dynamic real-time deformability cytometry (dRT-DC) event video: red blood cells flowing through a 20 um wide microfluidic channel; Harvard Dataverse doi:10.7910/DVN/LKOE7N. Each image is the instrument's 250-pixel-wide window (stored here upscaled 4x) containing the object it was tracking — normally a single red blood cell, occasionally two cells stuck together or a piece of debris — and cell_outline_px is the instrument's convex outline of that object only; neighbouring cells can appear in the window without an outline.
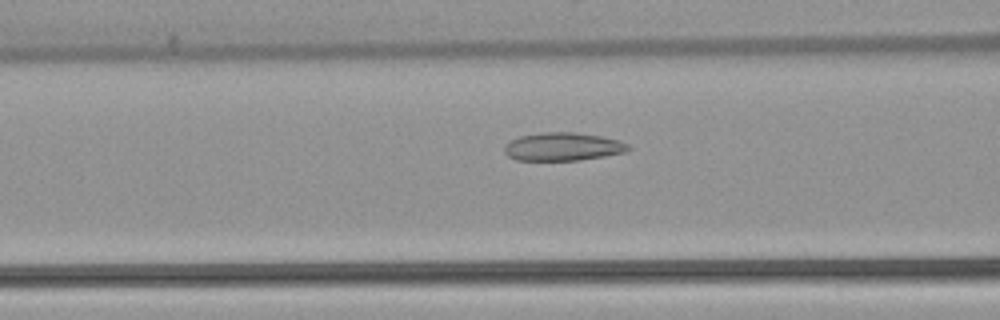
{"species": "common noctule bat (a hibernating species)", "species_latin": "Nyctalus noctula", "temperature_condition": "warm", "stored_images_in_passage": 52, "camera_frame_rate_fps": 3000, "um_per_image_px": 0.085, "animal": {"sex": "female", "body_mass_g": 22.7, "forearm_length_mm": 54.2}, "frame": {"image": 1, "passage_image": 21, "time_ms": 6.667, "image_size_px": [1000, 320], "cell_outline_px": [[632, 148], [624, 152], [604, 156], [580, 160], [516, 160], [508, 156], [504, 152], [504, 144], [520, 136], [544, 132], [576, 132], [600, 136], [620, 140], [628, 144]], "centroid_in_image_um": [47.84, 12.46], "position_along_channel_um": 118.8, "area_um2": 20.35}}
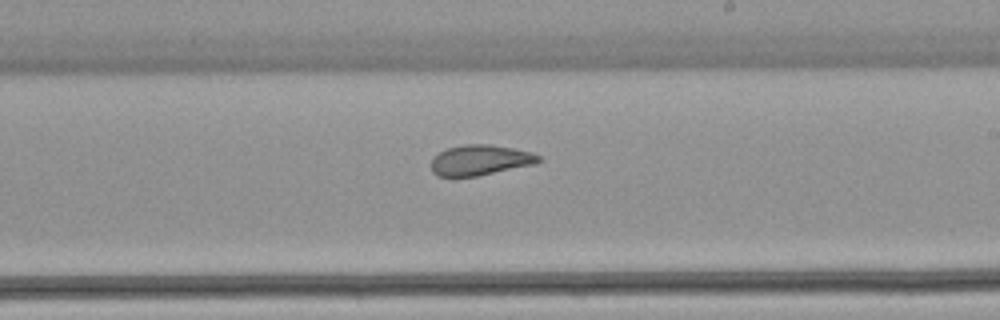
{"frame": {"image": 2, "passage_image": 31, "time_ms": 10.0, "image_size_px": [1000, 320], "cell_outline_px": [[540, 160], [536, 164], [476, 176], [436, 176], [432, 172], [432, 156], [448, 148], [464, 144], [488, 144], [512, 148], [532, 152], [540, 156]], "centroid_in_image_um": [40.81, 13.6], "position_along_channel_um": 248.2, "area_um2": 18.96}}
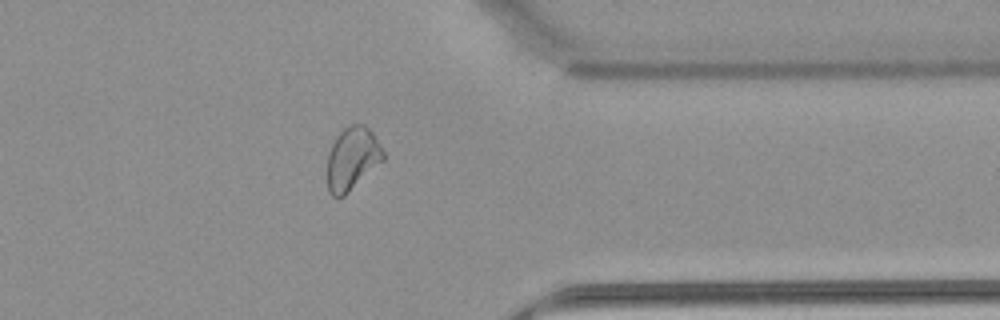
{"frame": {"image": 3, "passage_image": 42, "time_ms": 13.667, "image_size_px": [1000, 320], "cell_outline_px": [[384, 160], [344, 196], [332, 196], [328, 192], [328, 152], [336, 136], [348, 124], [364, 124], [372, 132], [384, 152]], "centroid_in_image_um": [29.94, 13.47], "position_along_channel_um": 381.5, "area_um2": 20.4}, "authors_computed_cell_mechanics": {"area_um2": 22.6576, "velocity_mm_per_s": 3.8922, "shape_relaxation_time_tau1_ms": null, "shape_relaxation_time_tau2_ms": 1.7099, "deformation_change_tau1": null, "deformation_change_tau2": 0.0774}}